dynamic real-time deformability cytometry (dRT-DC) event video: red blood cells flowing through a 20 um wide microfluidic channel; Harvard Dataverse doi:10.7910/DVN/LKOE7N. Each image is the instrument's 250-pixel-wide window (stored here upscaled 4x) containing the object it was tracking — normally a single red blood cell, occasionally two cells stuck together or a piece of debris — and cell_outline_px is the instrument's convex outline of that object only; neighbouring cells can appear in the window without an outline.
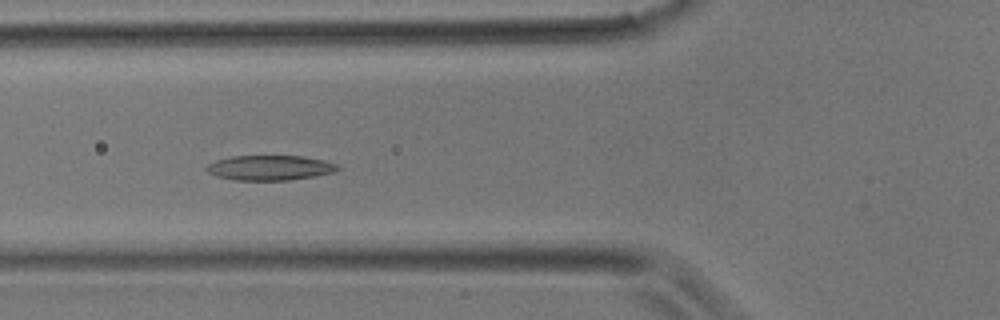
{"species": "common noctule bat (a hibernating species)", "species_latin": "Nyctalus noctula", "temperature_condition": "room temperature", "stored_images_in_passage": 37, "camera_frame_rate_fps": 3000, "um_per_image_px": 0.085, "animal": {"sex": "male", "body_mass_g": 17.9}, "frame": {"image": 1, "passage_image": 13, "time_ms": 4.0, "image_size_px": [1000, 320], "cell_outline_px": [[340, 168], [332, 172], [316, 176], [288, 180], [236, 180], [216, 176], [208, 172], [204, 168], [208, 164], [216, 160], [232, 156], [304, 156], [324, 160], [336, 164]], "centroid_in_image_um": [22.92, 14.26], "position_along_channel_um": 102.9, "area_um2": 19.02}}
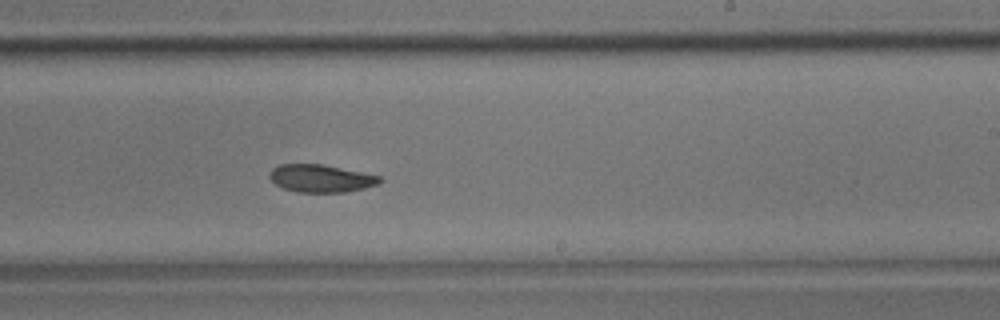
{"frame": {"image": 2, "passage_image": 22, "time_ms": 7.0, "image_size_px": [1000, 320], "cell_outline_px": [[384, 180], [380, 184], [364, 188], [344, 192], [296, 192], [284, 188], [276, 184], [268, 176], [272, 168], [280, 164], [320, 164], [380, 176]], "centroid_in_image_um": [27.28, 15.17], "position_along_channel_um": 261.7, "area_um2": 17.63}}
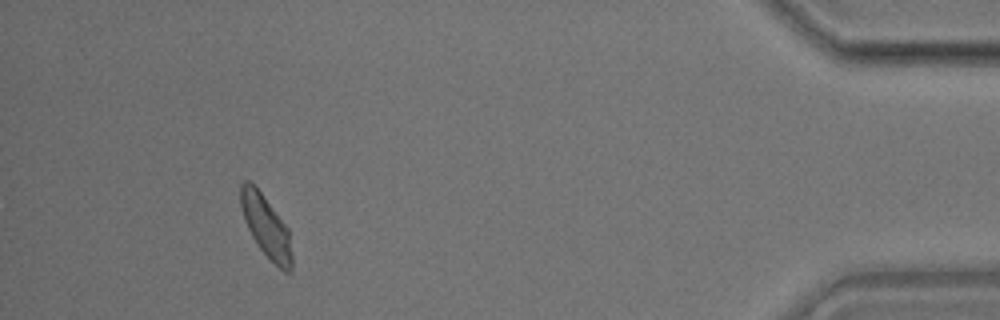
{"frame": {"image": 3, "passage_image": 34, "time_ms": 11.0, "image_size_px": [1000, 320], "cell_outline_px": [[292, 272], [284, 272], [256, 244], [244, 220], [240, 204], [240, 184], [244, 180], [248, 180], [260, 192], [288, 228], [292, 256]], "centroid_in_image_um": [22.61, 19.25], "position_along_channel_um": 412.6, "area_um2": 18.09}}